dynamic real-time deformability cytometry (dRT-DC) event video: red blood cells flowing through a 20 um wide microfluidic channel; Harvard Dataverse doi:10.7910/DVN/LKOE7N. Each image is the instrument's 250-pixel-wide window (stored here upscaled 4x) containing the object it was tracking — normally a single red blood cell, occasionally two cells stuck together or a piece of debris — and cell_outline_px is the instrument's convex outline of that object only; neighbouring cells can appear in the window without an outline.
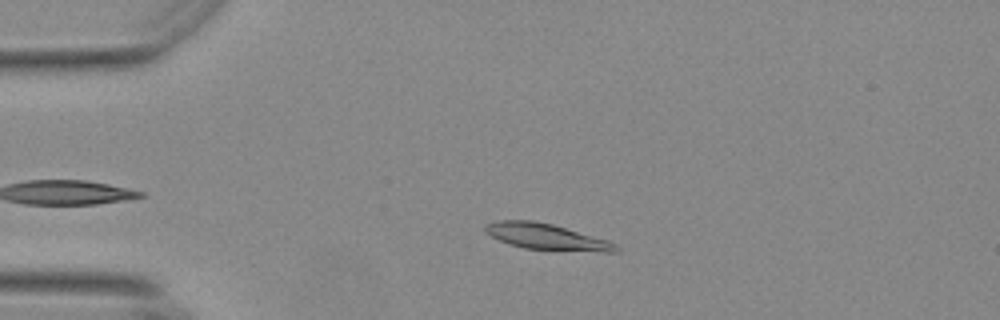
{"species": "Egyptian fruit bat (a non-hibernating species)", "species_latin": "Rousettus aegyptiacus", "temperature_condition": "warm", "stored_images_in_passage": 45, "camera_frame_rate_fps": 3000, "um_per_image_px": 0.085, "animal": {"sex": "female"}, "frame": {"image": 1, "passage_image": 8, "time_ms": 2.333, "image_size_px": [1000, 320], "cell_outline_px": [[620, 252], [600, 252], [524, 248], [508, 244], [492, 236], [484, 228], [484, 224], [500, 220], [532, 220], [552, 224], [608, 240], [616, 244], [620, 248]], "centroid_in_image_um": [46.49, 20.12], "position_along_channel_um": 38.5, "area_um2": 19.71}}
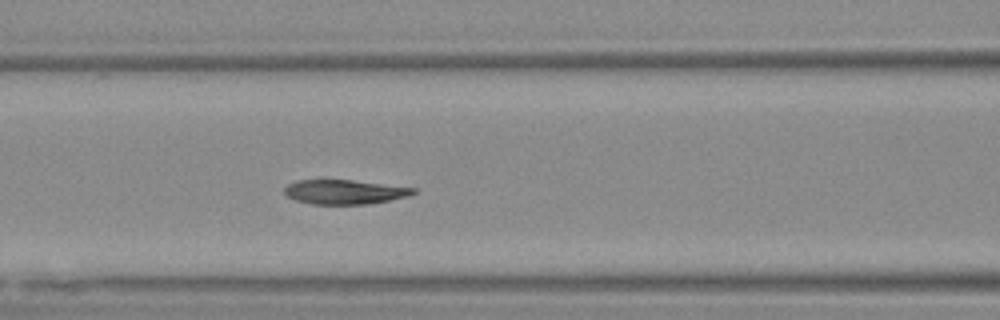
{"frame": {"image": 2, "passage_image": 19, "time_ms": 6.0, "image_size_px": [1000, 320], "cell_outline_px": [[416, 192], [408, 196], [368, 204], [312, 204], [296, 200], [288, 196], [284, 192], [284, 188], [288, 184], [296, 180], [352, 180], [416, 188]], "centroid_in_image_um": [29.27, 16.31], "position_along_channel_um": 137.3, "area_um2": 18.15}}
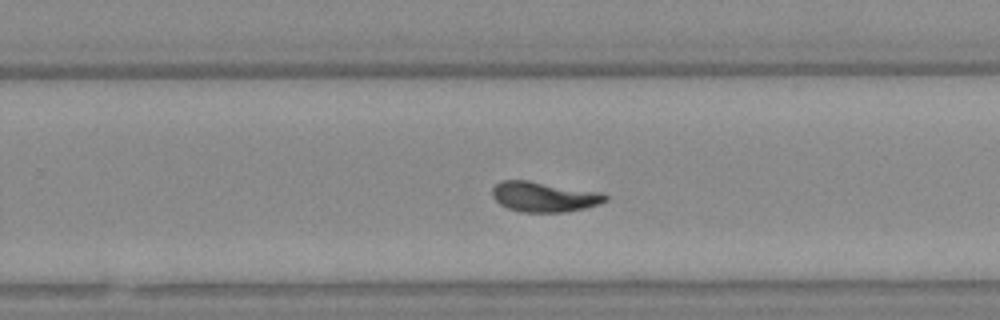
{"frame": {"image": 3, "passage_image": 31, "time_ms": 10.0, "image_size_px": [1000, 320], "cell_outline_px": [[608, 200], [600, 204], [584, 208], [564, 212], [520, 212], [508, 208], [500, 204], [492, 196], [492, 188], [500, 180], [528, 180], [604, 192], [608, 196]], "centroid_in_image_um": [46.27, 16.71], "position_along_channel_um": 283.5, "area_um2": 20.11}, "authors_computed_cell_mechanics": {"area_um2": 19.3052, "velocity_mm_per_s": 3.6731, "shape_relaxation_time_tau1_ms": 5.6386, "shape_relaxation_time_tau2_ms": 3.3444, "deformation_change_tau1": 0.2066, "deformation_change_tau2": 0.0978}}